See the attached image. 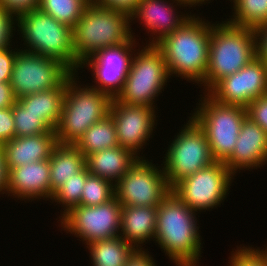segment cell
Returning <instances> with one entry per match:
<instances>
[{"instance_id": "9a60e30c", "label": "cell", "mask_w": 267, "mask_h": 266, "mask_svg": "<svg viewBox=\"0 0 267 266\" xmlns=\"http://www.w3.org/2000/svg\"><path fill=\"white\" fill-rule=\"evenodd\" d=\"M153 107L129 105L112 99L109 115L112 117L118 140V146L131 151L139 159H145L140 156L141 149L148 145L153 136L158 121L157 111ZM140 156V157H139Z\"/></svg>"}, {"instance_id": "83f0119b", "label": "cell", "mask_w": 267, "mask_h": 266, "mask_svg": "<svg viewBox=\"0 0 267 266\" xmlns=\"http://www.w3.org/2000/svg\"><path fill=\"white\" fill-rule=\"evenodd\" d=\"M89 3L90 0H40L39 9L73 28Z\"/></svg>"}, {"instance_id": "b9f144b4", "label": "cell", "mask_w": 267, "mask_h": 266, "mask_svg": "<svg viewBox=\"0 0 267 266\" xmlns=\"http://www.w3.org/2000/svg\"><path fill=\"white\" fill-rule=\"evenodd\" d=\"M8 168L5 161L4 152L0 146V195L6 194L8 184Z\"/></svg>"}, {"instance_id": "44dd1931", "label": "cell", "mask_w": 267, "mask_h": 266, "mask_svg": "<svg viewBox=\"0 0 267 266\" xmlns=\"http://www.w3.org/2000/svg\"><path fill=\"white\" fill-rule=\"evenodd\" d=\"M157 207L122 206L120 237L135 249H143V245L154 241Z\"/></svg>"}, {"instance_id": "7bdbcfd3", "label": "cell", "mask_w": 267, "mask_h": 266, "mask_svg": "<svg viewBox=\"0 0 267 266\" xmlns=\"http://www.w3.org/2000/svg\"><path fill=\"white\" fill-rule=\"evenodd\" d=\"M185 2H187L191 7L195 6H202L203 4L206 5V3H211V0H184ZM213 1V0H212Z\"/></svg>"}, {"instance_id": "5bb4252c", "label": "cell", "mask_w": 267, "mask_h": 266, "mask_svg": "<svg viewBox=\"0 0 267 266\" xmlns=\"http://www.w3.org/2000/svg\"><path fill=\"white\" fill-rule=\"evenodd\" d=\"M131 37L120 45L103 48L81 63L80 68L91 69L92 81L90 87L108 94L112 99L122 91L128 75L131 61L139 42ZM137 42V43H136ZM137 44V45H136Z\"/></svg>"}, {"instance_id": "d6a6232c", "label": "cell", "mask_w": 267, "mask_h": 266, "mask_svg": "<svg viewBox=\"0 0 267 266\" xmlns=\"http://www.w3.org/2000/svg\"><path fill=\"white\" fill-rule=\"evenodd\" d=\"M16 26L17 18L0 5V49L13 46L12 38L16 35Z\"/></svg>"}, {"instance_id": "7a4b0ae2", "label": "cell", "mask_w": 267, "mask_h": 266, "mask_svg": "<svg viewBox=\"0 0 267 266\" xmlns=\"http://www.w3.org/2000/svg\"><path fill=\"white\" fill-rule=\"evenodd\" d=\"M194 13L155 46L163 53L168 74L199 86L205 80L211 22Z\"/></svg>"}, {"instance_id": "4fadbf2b", "label": "cell", "mask_w": 267, "mask_h": 266, "mask_svg": "<svg viewBox=\"0 0 267 266\" xmlns=\"http://www.w3.org/2000/svg\"><path fill=\"white\" fill-rule=\"evenodd\" d=\"M72 73L59 61L19 48L10 85L16 99L59 87Z\"/></svg>"}, {"instance_id": "f1b7e54d", "label": "cell", "mask_w": 267, "mask_h": 266, "mask_svg": "<svg viewBox=\"0 0 267 266\" xmlns=\"http://www.w3.org/2000/svg\"><path fill=\"white\" fill-rule=\"evenodd\" d=\"M89 174L87 166H85L78 174L74 175L72 178L64 182L54 193L51 198V203L62 204L61 216L59 219L66 214L71 208L80 204L83 187L86 178Z\"/></svg>"}, {"instance_id": "e0dca14e", "label": "cell", "mask_w": 267, "mask_h": 266, "mask_svg": "<svg viewBox=\"0 0 267 266\" xmlns=\"http://www.w3.org/2000/svg\"><path fill=\"white\" fill-rule=\"evenodd\" d=\"M171 1L140 0L135 10L130 14V23H135L134 20L136 21L137 19L136 22L140 21L139 24L145 27L146 32H148V34L150 32V41L148 40L145 45H156L192 16L191 12L189 14L180 11V14L176 9L177 6H180L179 8L181 9L182 7L191 9V6L187 2L184 0Z\"/></svg>"}, {"instance_id": "52a82bcc", "label": "cell", "mask_w": 267, "mask_h": 266, "mask_svg": "<svg viewBox=\"0 0 267 266\" xmlns=\"http://www.w3.org/2000/svg\"><path fill=\"white\" fill-rule=\"evenodd\" d=\"M203 94L191 117L205 132L212 158L224 162L234 151L247 109L217 102L208 93Z\"/></svg>"}, {"instance_id": "e575fe53", "label": "cell", "mask_w": 267, "mask_h": 266, "mask_svg": "<svg viewBox=\"0 0 267 266\" xmlns=\"http://www.w3.org/2000/svg\"><path fill=\"white\" fill-rule=\"evenodd\" d=\"M40 0H0V5L18 18L20 15L39 8Z\"/></svg>"}, {"instance_id": "60d3db41", "label": "cell", "mask_w": 267, "mask_h": 266, "mask_svg": "<svg viewBox=\"0 0 267 266\" xmlns=\"http://www.w3.org/2000/svg\"><path fill=\"white\" fill-rule=\"evenodd\" d=\"M16 100L10 82H0V109L13 107Z\"/></svg>"}, {"instance_id": "d590c367", "label": "cell", "mask_w": 267, "mask_h": 266, "mask_svg": "<svg viewBox=\"0 0 267 266\" xmlns=\"http://www.w3.org/2000/svg\"><path fill=\"white\" fill-rule=\"evenodd\" d=\"M8 47L0 49V82H10L14 60L18 48Z\"/></svg>"}, {"instance_id": "ac0fdd59", "label": "cell", "mask_w": 267, "mask_h": 266, "mask_svg": "<svg viewBox=\"0 0 267 266\" xmlns=\"http://www.w3.org/2000/svg\"><path fill=\"white\" fill-rule=\"evenodd\" d=\"M236 176L240 170H253L267 164V133L246 117L241 125L234 151L223 162Z\"/></svg>"}, {"instance_id": "9c48e42d", "label": "cell", "mask_w": 267, "mask_h": 266, "mask_svg": "<svg viewBox=\"0 0 267 266\" xmlns=\"http://www.w3.org/2000/svg\"><path fill=\"white\" fill-rule=\"evenodd\" d=\"M188 118L174 140H170L161 164L171 188L183 178L215 162L205 132L192 117Z\"/></svg>"}, {"instance_id": "8992f818", "label": "cell", "mask_w": 267, "mask_h": 266, "mask_svg": "<svg viewBox=\"0 0 267 266\" xmlns=\"http://www.w3.org/2000/svg\"><path fill=\"white\" fill-rule=\"evenodd\" d=\"M77 75L67 78L61 116L55 128L58 144L74 145L92 124L109 115L112 98L89 84L81 85Z\"/></svg>"}, {"instance_id": "7c38bea8", "label": "cell", "mask_w": 267, "mask_h": 266, "mask_svg": "<svg viewBox=\"0 0 267 266\" xmlns=\"http://www.w3.org/2000/svg\"><path fill=\"white\" fill-rule=\"evenodd\" d=\"M152 162L138 159L115 184L122 206H158L171 193L162 165Z\"/></svg>"}, {"instance_id": "3957f363", "label": "cell", "mask_w": 267, "mask_h": 266, "mask_svg": "<svg viewBox=\"0 0 267 266\" xmlns=\"http://www.w3.org/2000/svg\"><path fill=\"white\" fill-rule=\"evenodd\" d=\"M256 57L253 28L235 26L227 20L211 21L207 72L199 87L204 86L202 90L207 93L219 80L238 72Z\"/></svg>"}, {"instance_id": "7402d4cb", "label": "cell", "mask_w": 267, "mask_h": 266, "mask_svg": "<svg viewBox=\"0 0 267 266\" xmlns=\"http://www.w3.org/2000/svg\"><path fill=\"white\" fill-rule=\"evenodd\" d=\"M138 159L131 151L117 146L88 155L86 166L90 174L115 185Z\"/></svg>"}, {"instance_id": "f546056e", "label": "cell", "mask_w": 267, "mask_h": 266, "mask_svg": "<svg viewBox=\"0 0 267 266\" xmlns=\"http://www.w3.org/2000/svg\"><path fill=\"white\" fill-rule=\"evenodd\" d=\"M15 137H27L44 133H55L34 112L25 109L17 100L12 107Z\"/></svg>"}, {"instance_id": "8d00e7d4", "label": "cell", "mask_w": 267, "mask_h": 266, "mask_svg": "<svg viewBox=\"0 0 267 266\" xmlns=\"http://www.w3.org/2000/svg\"><path fill=\"white\" fill-rule=\"evenodd\" d=\"M15 137L12 107L0 109V146Z\"/></svg>"}, {"instance_id": "d6986e66", "label": "cell", "mask_w": 267, "mask_h": 266, "mask_svg": "<svg viewBox=\"0 0 267 266\" xmlns=\"http://www.w3.org/2000/svg\"><path fill=\"white\" fill-rule=\"evenodd\" d=\"M6 195L26 202L39 199L50 201V162L48 160L27 163L11 168L8 172ZM50 199V200H49Z\"/></svg>"}, {"instance_id": "2e32d148", "label": "cell", "mask_w": 267, "mask_h": 266, "mask_svg": "<svg viewBox=\"0 0 267 266\" xmlns=\"http://www.w3.org/2000/svg\"><path fill=\"white\" fill-rule=\"evenodd\" d=\"M207 93L217 102L247 108L267 94V64L256 57L238 72L219 80Z\"/></svg>"}, {"instance_id": "cb8c5ba5", "label": "cell", "mask_w": 267, "mask_h": 266, "mask_svg": "<svg viewBox=\"0 0 267 266\" xmlns=\"http://www.w3.org/2000/svg\"><path fill=\"white\" fill-rule=\"evenodd\" d=\"M67 79L57 88L25 95L17 101L38 117L52 130L59 122L66 92Z\"/></svg>"}, {"instance_id": "ba28073f", "label": "cell", "mask_w": 267, "mask_h": 266, "mask_svg": "<svg viewBox=\"0 0 267 266\" xmlns=\"http://www.w3.org/2000/svg\"><path fill=\"white\" fill-rule=\"evenodd\" d=\"M138 48L133 55L123 89L115 99L129 105L156 108L155 99L163 93L170 79L164 55L155 45Z\"/></svg>"}, {"instance_id": "1f68e13d", "label": "cell", "mask_w": 267, "mask_h": 266, "mask_svg": "<svg viewBox=\"0 0 267 266\" xmlns=\"http://www.w3.org/2000/svg\"><path fill=\"white\" fill-rule=\"evenodd\" d=\"M240 246L232 249L227 266H267V260L256 247Z\"/></svg>"}, {"instance_id": "4316f807", "label": "cell", "mask_w": 267, "mask_h": 266, "mask_svg": "<svg viewBox=\"0 0 267 266\" xmlns=\"http://www.w3.org/2000/svg\"><path fill=\"white\" fill-rule=\"evenodd\" d=\"M232 4L230 24L256 29L267 23V0H229ZM234 11V12H233Z\"/></svg>"}, {"instance_id": "484cf974", "label": "cell", "mask_w": 267, "mask_h": 266, "mask_svg": "<svg viewBox=\"0 0 267 266\" xmlns=\"http://www.w3.org/2000/svg\"><path fill=\"white\" fill-rule=\"evenodd\" d=\"M85 157L107 148L117 147L115 123L110 115L92 124L74 144Z\"/></svg>"}, {"instance_id": "4dcf8cb0", "label": "cell", "mask_w": 267, "mask_h": 266, "mask_svg": "<svg viewBox=\"0 0 267 266\" xmlns=\"http://www.w3.org/2000/svg\"><path fill=\"white\" fill-rule=\"evenodd\" d=\"M115 197V185L104 178L88 174L79 205L98 206Z\"/></svg>"}, {"instance_id": "836d02e7", "label": "cell", "mask_w": 267, "mask_h": 266, "mask_svg": "<svg viewBox=\"0 0 267 266\" xmlns=\"http://www.w3.org/2000/svg\"><path fill=\"white\" fill-rule=\"evenodd\" d=\"M246 109L247 117L267 133V94L256 98Z\"/></svg>"}, {"instance_id": "74e56055", "label": "cell", "mask_w": 267, "mask_h": 266, "mask_svg": "<svg viewBox=\"0 0 267 266\" xmlns=\"http://www.w3.org/2000/svg\"><path fill=\"white\" fill-rule=\"evenodd\" d=\"M140 0H90L91 3L101 7L120 10L129 15L135 10Z\"/></svg>"}, {"instance_id": "8fae6325", "label": "cell", "mask_w": 267, "mask_h": 266, "mask_svg": "<svg viewBox=\"0 0 267 266\" xmlns=\"http://www.w3.org/2000/svg\"><path fill=\"white\" fill-rule=\"evenodd\" d=\"M122 204L113 197L98 206L77 205L57 222L67 234L80 238L85 246L89 243L120 236ZM61 225V226H60Z\"/></svg>"}, {"instance_id": "5b68a950", "label": "cell", "mask_w": 267, "mask_h": 266, "mask_svg": "<svg viewBox=\"0 0 267 266\" xmlns=\"http://www.w3.org/2000/svg\"><path fill=\"white\" fill-rule=\"evenodd\" d=\"M130 15L89 3L73 29V46L82 63L97 51L120 45L135 37Z\"/></svg>"}, {"instance_id": "6da1fadb", "label": "cell", "mask_w": 267, "mask_h": 266, "mask_svg": "<svg viewBox=\"0 0 267 266\" xmlns=\"http://www.w3.org/2000/svg\"><path fill=\"white\" fill-rule=\"evenodd\" d=\"M196 215L172 191L157 207L154 242L176 266H200L203 239Z\"/></svg>"}, {"instance_id": "f35d334b", "label": "cell", "mask_w": 267, "mask_h": 266, "mask_svg": "<svg viewBox=\"0 0 267 266\" xmlns=\"http://www.w3.org/2000/svg\"><path fill=\"white\" fill-rule=\"evenodd\" d=\"M147 250L144 249H135L133 253L127 258V261L124 266H157L156 259L154 260Z\"/></svg>"}, {"instance_id": "d4e9b609", "label": "cell", "mask_w": 267, "mask_h": 266, "mask_svg": "<svg viewBox=\"0 0 267 266\" xmlns=\"http://www.w3.org/2000/svg\"><path fill=\"white\" fill-rule=\"evenodd\" d=\"M92 266H124L135 248L120 236L87 244Z\"/></svg>"}, {"instance_id": "30bf717a", "label": "cell", "mask_w": 267, "mask_h": 266, "mask_svg": "<svg viewBox=\"0 0 267 266\" xmlns=\"http://www.w3.org/2000/svg\"><path fill=\"white\" fill-rule=\"evenodd\" d=\"M234 177L222 161H215L177 182L171 191L191 210L206 212L221 206L230 192Z\"/></svg>"}, {"instance_id": "603a6c76", "label": "cell", "mask_w": 267, "mask_h": 266, "mask_svg": "<svg viewBox=\"0 0 267 266\" xmlns=\"http://www.w3.org/2000/svg\"><path fill=\"white\" fill-rule=\"evenodd\" d=\"M50 188L53 193L86 166V157L73 144H57L50 158Z\"/></svg>"}, {"instance_id": "ee69618b", "label": "cell", "mask_w": 267, "mask_h": 266, "mask_svg": "<svg viewBox=\"0 0 267 266\" xmlns=\"http://www.w3.org/2000/svg\"><path fill=\"white\" fill-rule=\"evenodd\" d=\"M265 248L261 249L260 247H257V249L261 252V254L264 256V258L267 260V246L263 245ZM261 249V250H260ZM265 249V250H264Z\"/></svg>"}, {"instance_id": "ffe728a7", "label": "cell", "mask_w": 267, "mask_h": 266, "mask_svg": "<svg viewBox=\"0 0 267 266\" xmlns=\"http://www.w3.org/2000/svg\"><path fill=\"white\" fill-rule=\"evenodd\" d=\"M56 133H44L27 137H14L1 148L8 171L27 163L48 160L57 145Z\"/></svg>"}, {"instance_id": "277c9868", "label": "cell", "mask_w": 267, "mask_h": 266, "mask_svg": "<svg viewBox=\"0 0 267 266\" xmlns=\"http://www.w3.org/2000/svg\"><path fill=\"white\" fill-rule=\"evenodd\" d=\"M17 27V35L24 41L20 44L22 47L24 45L22 50L55 59L72 74L79 75L81 63L76 58L72 28L39 8L20 15Z\"/></svg>"}, {"instance_id": "ab89813d", "label": "cell", "mask_w": 267, "mask_h": 266, "mask_svg": "<svg viewBox=\"0 0 267 266\" xmlns=\"http://www.w3.org/2000/svg\"><path fill=\"white\" fill-rule=\"evenodd\" d=\"M254 30L256 35L257 57L267 64V23Z\"/></svg>"}]
</instances>
